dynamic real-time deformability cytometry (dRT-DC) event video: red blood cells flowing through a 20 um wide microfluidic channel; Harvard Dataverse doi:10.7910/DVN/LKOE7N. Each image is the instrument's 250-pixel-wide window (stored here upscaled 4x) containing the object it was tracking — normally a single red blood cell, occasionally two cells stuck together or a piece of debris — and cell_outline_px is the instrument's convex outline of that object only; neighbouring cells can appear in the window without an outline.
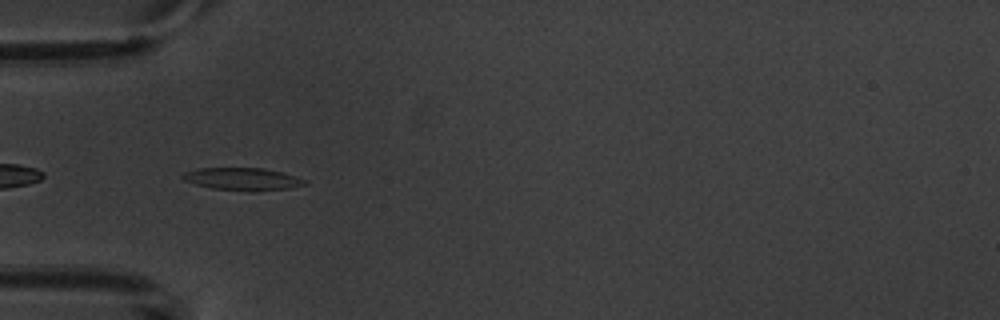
{"species": "common noctule bat (a hibernating species)", "species_latin": "Nyctalus noctula", "temperature_condition": "warm", "stored_images_in_passage": 6, "camera_frame_rate_fps": 3000, "um_per_image_px": 0.085, "animal": {"sex": "male", "body_mass_g": 20.1, "forearm_length_mm": 53.5}, "frame": {"image": 1, "passage_image": 5, "time_ms": 4.667, "image_size_px": [1000, 320], "cell_outline_px": [[308, 184], [288, 188], [252, 192], [248, 192], [212, 188], [196, 184], [184, 180], [180, 176], [184, 172], [200, 168], [264, 168], [280, 172], [308, 180]], "centroid_in_image_um": [20.63, 15.23], "position_along_channel_um": 64.4, "area_um2": 16.07}}
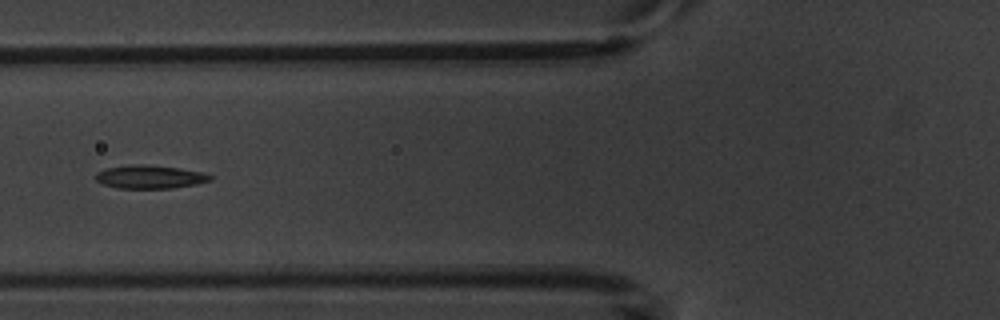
{"frame": {"image": 2, "passage_image": 6, "time_ms": 6.0, "image_size_px": [1000, 320], "cell_outline_px": [[212, 180], [196, 184], [172, 188], [116, 188], [104, 184], [96, 180], [96, 172], [104, 168], [132, 164], [148, 164], [180, 168], [200, 172], [212, 176]], "centroid_in_image_um": [12.71, 15.02], "position_along_channel_um": 113.1, "area_um2": 15.61}}